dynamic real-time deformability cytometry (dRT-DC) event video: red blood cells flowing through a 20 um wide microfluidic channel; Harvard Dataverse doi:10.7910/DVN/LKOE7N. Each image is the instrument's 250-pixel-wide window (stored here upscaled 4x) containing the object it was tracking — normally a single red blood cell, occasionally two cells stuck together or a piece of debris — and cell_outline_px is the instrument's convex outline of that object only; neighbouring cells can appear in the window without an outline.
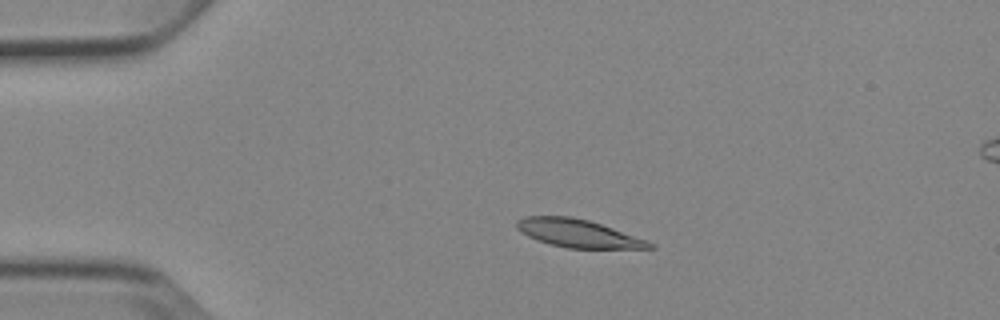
{"species": "Egyptian fruit bat (a non-hibernating species)", "species_latin": "Rousettus aegyptiacus", "temperature_condition": "cold", "stored_images_in_passage": 4, "camera_frame_rate_fps": 3000, "um_per_image_px": 0.085, "animal": {"sex": "female"}, "frame": {"image": 1, "passage_image": 2, "time_ms": 1.0, "image_size_px": [1000, 320], "cell_outline_px": [[656, 248], [568, 248], [552, 244], [528, 236], [516, 228], [516, 220], [524, 216], [572, 216], [588, 220], [648, 240], [656, 244]], "centroid_in_image_um": [49.15, 19.83], "position_along_channel_um": 35.8, "area_um2": 21.44}}